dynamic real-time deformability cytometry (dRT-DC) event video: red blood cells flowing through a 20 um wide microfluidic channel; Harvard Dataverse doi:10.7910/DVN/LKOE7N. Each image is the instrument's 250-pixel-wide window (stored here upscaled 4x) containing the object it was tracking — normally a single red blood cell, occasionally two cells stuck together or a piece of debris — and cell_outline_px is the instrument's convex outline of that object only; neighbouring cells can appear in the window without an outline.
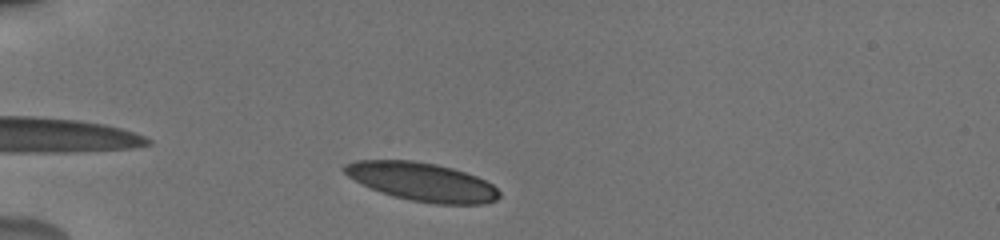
{"species": "human", "species_latin": "Homo sapiens", "temperature_condition": "cold", "stored_images_in_passage": 31, "camera_frame_rate_fps": 3000, "um_per_image_px": 0.085, "donor": {"sex": "male"}, "frame": {"image": 1, "passage_image": 3, "time_ms": 0.667, "image_size_px": [1000, 240], "cell_outline_px": [[500, 196], [496, 200], [484, 204], [436, 204], [412, 200], [392, 196], [380, 192], [348, 176], [340, 168], [344, 164], [356, 160], [412, 160], [436, 164], [452, 168], [476, 176], [492, 184], [500, 192]], "centroid_in_image_um": [35.87, 15.45], "position_along_channel_um": 49.1, "area_um2": 34.56}}
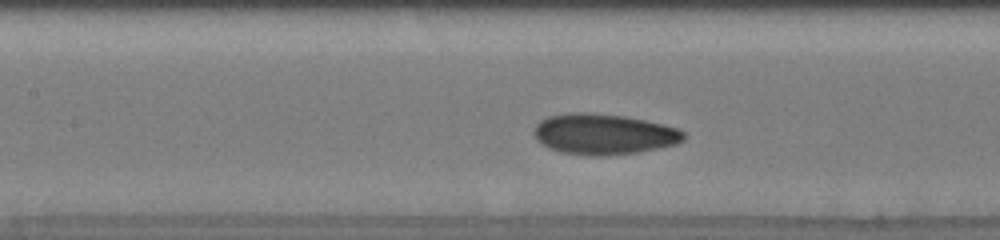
{"frame": {"image": 2, "passage_image": 14, "time_ms": 4.333, "image_size_px": [1000, 240], "cell_outline_px": [[684, 140], [676, 144], [636, 152], [600, 156], [588, 156], [560, 152], [548, 148], [536, 140], [532, 132], [536, 124], [540, 120], [548, 116], [568, 112], [584, 112], [624, 116], [664, 124], [676, 128], [684, 132]], "centroid_in_image_um": [51.25, 11.4], "position_along_channel_um": 156.1, "area_um2": 35.6}}
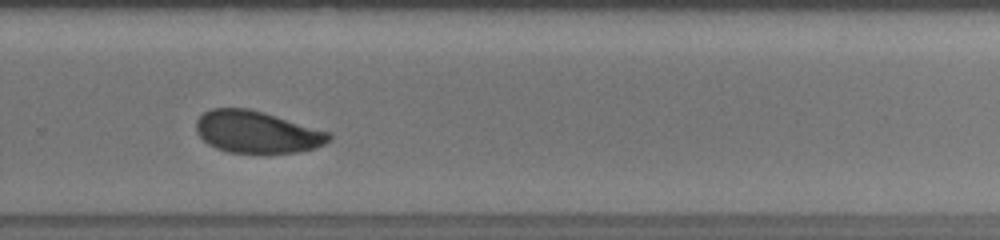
{"frame": {"image": 3, "passage_image": 26, "time_ms": 8.333, "image_size_px": [1000, 240], "cell_outline_px": [[332, 140], [316, 148], [296, 152], [228, 152], [216, 148], [208, 144], [196, 132], [196, 120], [204, 112], [212, 108], [248, 108], [264, 112], [328, 132], [332, 136]], "centroid_in_image_um": [21.82, 11.21], "position_along_channel_um": 308.0, "area_um2": 32.25}}